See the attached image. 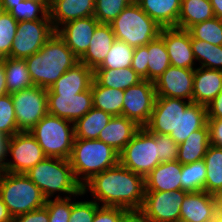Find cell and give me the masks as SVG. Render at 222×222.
<instances>
[{
	"label": "cell",
	"mask_w": 222,
	"mask_h": 222,
	"mask_svg": "<svg viewBox=\"0 0 222 222\" xmlns=\"http://www.w3.org/2000/svg\"><path fill=\"white\" fill-rule=\"evenodd\" d=\"M88 191L100 206L141 209L146 192L145 177L118 163L87 181L82 192L85 195Z\"/></svg>",
	"instance_id": "cell-1"
},
{
	"label": "cell",
	"mask_w": 222,
	"mask_h": 222,
	"mask_svg": "<svg viewBox=\"0 0 222 222\" xmlns=\"http://www.w3.org/2000/svg\"><path fill=\"white\" fill-rule=\"evenodd\" d=\"M33 84L49 89L79 58L55 32L42 48L24 59Z\"/></svg>",
	"instance_id": "cell-2"
},
{
	"label": "cell",
	"mask_w": 222,
	"mask_h": 222,
	"mask_svg": "<svg viewBox=\"0 0 222 222\" xmlns=\"http://www.w3.org/2000/svg\"><path fill=\"white\" fill-rule=\"evenodd\" d=\"M28 178L42 191L45 198H64L83 196L82 186L74 177L70 161L57 157H46L27 173ZM58 195H55L57 194Z\"/></svg>",
	"instance_id": "cell-3"
},
{
	"label": "cell",
	"mask_w": 222,
	"mask_h": 222,
	"mask_svg": "<svg viewBox=\"0 0 222 222\" xmlns=\"http://www.w3.org/2000/svg\"><path fill=\"white\" fill-rule=\"evenodd\" d=\"M77 182L83 186L93 176L119 163V153L98 139L75 138L69 158Z\"/></svg>",
	"instance_id": "cell-4"
},
{
	"label": "cell",
	"mask_w": 222,
	"mask_h": 222,
	"mask_svg": "<svg viewBox=\"0 0 222 222\" xmlns=\"http://www.w3.org/2000/svg\"><path fill=\"white\" fill-rule=\"evenodd\" d=\"M0 197L13 219L44 207L47 201L26 174L5 171L0 172Z\"/></svg>",
	"instance_id": "cell-5"
},
{
	"label": "cell",
	"mask_w": 222,
	"mask_h": 222,
	"mask_svg": "<svg viewBox=\"0 0 222 222\" xmlns=\"http://www.w3.org/2000/svg\"><path fill=\"white\" fill-rule=\"evenodd\" d=\"M29 132L47 157L69 160L75 140L74 123L47 113Z\"/></svg>",
	"instance_id": "cell-6"
},
{
	"label": "cell",
	"mask_w": 222,
	"mask_h": 222,
	"mask_svg": "<svg viewBox=\"0 0 222 222\" xmlns=\"http://www.w3.org/2000/svg\"><path fill=\"white\" fill-rule=\"evenodd\" d=\"M110 25L115 39L134 48L145 46L156 39L162 29L139 4H129Z\"/></svg>",
	"instance_id": "cell-7"
},
{
	"label": "cell",
	"mask_w": 222,
	"mask_h": 222,
	"mask_svg": "<svg viewBox=\"0 0 222 222\" xmlns=\"http://www.w3.org/2000/svg\"><path fill=\"white\" fill-rule=\"evenodd\" d=\"M157 154L158 142L155 140V133H150L145 127H141L119 153V163L134 173L146 177L160 164Z\"/></svg>",
	"instance_id": "cell-8"
},
{
	"label": "cell",
	"mask_w": 222,
	"mask_h": 222,
	"mask_svg": "<svg viewBox=\"0 0 222 222\" xmlns=\"http://www.w3.org/2000/svg\"><path fill=\"white\" fill-rule=\"evenodd\" d=\"M17 127L31 130L48 113L47 89L33 86L11 94Z\"/></svg>",
	"instance_id": "cell-9"
},
{
	"label": "cell",
	"mask_w": 222,
	"mask_h": 222,
	"mask_svg": "<svg viewBox=\"0 0 222 222\" xmlns=\"http://www.w3.org/2000/svg\"><path fill=\"white\" fill-rule=\"evenodd\" d=\"M7 154L12 155V161L5 162L3 171L17 174L27 173L47 157L29 131L18 132L9 138Z\"/></svg>",
	"instance_id": "cell-10"
},
{
	"label": "cell",
	"mask_w": 222,
	"mask_h": 222,
	"mask_svg": "<svg viewBox=\"0 0 222 222\" xmlns=\"http://www.w3.org/2000/svg\"><path fill=\"white\" fill-rule=\"evenodd\" d=\"M54 33L50 19L18 22L10 58L25 59L35 54Z\"/></svg>",
	"instance_id": "cell-11"
},
{
	"label": "cell",
	"mask_w": 222,
	"mask_h": 222,
	"mask_svg": "<svg viewBox=\"0 0 222 222\" xmlns=\"http://www.w3.org/2000/svg\"><path fill=\"white\" fill-rule=\"evenodd\" d=\"M170 65L164 39L160 35L145 46L135 47L131 68L143 80L156 81Z\"/></svg>",
	"instance_id": "cell-12"
},
{
	"label": "cell",
	"mask_w": 222,
	"mask_h": 222,
	"mask_svg": "<svg viewBox=\"0 0 222 222\" xmlns=\"http://www.w3.org/2000/svg\"><path fill=\"white\" fill-rule=\"evenodd\" d=\"M154 82L142 80L124 90L122 116L144 127L150 120L156 100Z\"/></svg>",
	"instance_id": "cell-13"
},
{
	"label": "cell",
	"mask_w": 222,
	"mask_h": 222,
	"mask_svg": "<svg viewBox=\"0 0 222 222\" xmlns=\"http://www.w3.org/2000/svg\"><path fill=\"white\" fill-rule=\"evenodd\" d=\"M181 98L156 97L149 122L144 126L150 133L166 134L178 144V122L181 111L191 101Z\"/></svg>",
	"instance_id": "cell-14"
},
{
	"label": "cell",
	"mask_w": 222,
	"mask_h": 222,
	"mask_svg": "<svg viewBox=\"0 0 222 222\" xmlns=\"http://www.w3.org/2000/svg\"><path fill=\"white\" fill-rule=\"evenodd\" d=\"M185 190L146 191L142 210L153 222H179Z\"/></svg>",
	"instance_id": "cell-15"
},
{
	"label": "cell",
	"mask_w": 222,
	"mask_h": 222,
	"mask_svg": "<svg viewBox=\"0 0 222 222\" xmlns=\"http://www.w3.org/2000/svg\"><path fill=\"white\" fill-rule=\"evenodd\" d=\"M195 69L170 65L163 74L154 81L157 97L193 99Z\"/></svg>",
	"instance_id": "cell-16"
},
{
	"label": "cell",
	"mask_w": 222,
	"mask_h": 222,
	"mask_svg": "<svg viewBox=\"0 0 222 222\" xmlns=\"http://www.w3.org/2000/svg\"><path fill=\"white\" fill-rule=\"evenodd\" d=\"M48 113L75 123L92 107L91 87L79 94L47 95Z\"/></svg>",
	"instance_id": "cell-17"
},
{
	"label": "cell",
	"mask_w": 222,
	"mask_h": 222,
	"mask_svg": "<svg viewBox=\"0 0 222 222\" xmlns=\"http://www.w3.org/2000/svg\"><path fill=\"white\" fill-rule=\"evenodd\" d=\"M160 36L168 52L172 66L181 68H194L196 60L191 47V35L188 30L177 27L162 28Z\"/></svg>",
	"instance_id": "cell-18"
},
{
	"label": "cell",
	"mask_w": 222,
	"mask_h": 222,
	"mask_svg": "<svg viewBox=\"0 0 222 222\" xmlns=\"http://www.w3.org/2000/svg\"><path fill=\"white\" fill-rule=\"evenodd\" d=\"M98 24L99 21L94 16H90L66 22L55 32L80 59L88 50L94 30Z\"/></svg>",
	"instance_id": "cell-19"
},
{
	"label": "cell",
	"mask_w": 222,
	"mask_h": 222,
	"mask_svg": "<svg viewBox=\"0 0 222 222\" xmlns=\"http://www.w3.org/2000/svg\"><path fill=\"white\" fill-rule=\"evenodd\" d=\"M215 216V195L206 191L188 192L180 208L179 222H210Z\"/></svg>",
	"instance_id": "cell-20"
},
{
	"label": "cell",
	"mask_w": 222,
	"mask_h": 222,
	"mask_svg": "<svg viewBox=\"0 0 222 222\" xmlns=\"http://www.w3.org/2000/svg\"><path fill=\"white\" fill-rule=\"evenodd\" d=\"M49 17L56 31L66 22L94 16L95 0H48Z\"/></svg>",
	"instance_id": "cell-21"
},
{
	"label": "cell",
	"mask_w": 222,
	"mask_h": 222,
	"mask_svg": "<svg viewBox=\"0 0 222 222\" xmlns=\"http://www.w3.org/2000/svg\"><path fill=\"white\" fill-rule=\"evenodd\" d=\"M93 79V70L79 61L47 89V95L82 93L91 87Z\"/></svg>",
	"instance_id": "cell-22"
},
{
	"label": "cell",
	"mask_w": 222,
	"mask_h": 222,
	"mask_svg": "<svg viewBox=\"0 0 222 222\" xmlns=\"http://www.w3.org/2000/svg\"><path fill=\"white\" fill-rule=\"evenodd\" d=\"M140 128L135 121L125 116H112L108 124L100 131L98 140L120 153Z\"/></svg>",
	"instance_id": "cell-23"
},
{
	"label": "cell",
	"mask_w": 222,
	"mask_h": 222,
	"mask_svg": "<svg viewBox=\"0 0 222 222\" xmlns=\"http://www.w3.org/2000/svg\"><path fill=\"white\" fill-rule=\"evenodd\" d=\"M222 91V71L199 66L195 69L193 103L207 106Z\"/></svg>",
	"instance_id": "cell-24"
},
{
	"label": "cell",
	"mask_w": 222,
	"mask_h": 222,
	"mask_svg": "<svg viewBox=\"0 0 222 222\" xmlns=\"http://www.w3.org/2000/svg\"><path fill=\"white\" fill-rule=\"evenodd\" d=\"M181 163L178 160L157 165L146 177V191L181 190Z\"/></svg>",
	"instance_id": "cell-25"
},
{
	"label": "cell",
	"mask_w": 222,
	"mask_h": 222,
	"mask_svg": "<svg viewBox=\"0 0 222 222\" xmlns=\"http://www.w3.org/2000/svg\"><path fill=\"white\" fill-rule=\"evenodd\" d=\"M114 41L115 35L111 25L99 23L94 30L88 50L79 61L94 71L102 64Z\"/></svg>",
	"instance_id": "cell-26"
},
{
	"label": "cell",
	"mask_w": 222,
	"mask_h": 222,
	"mask_svg": "<svg viewBox=\"0 0 222 222\" xmlns=\"http://www.w3.org/2000/svg\"><path fill=\"white\" fill-rule=\"evenodd\" d=\"M182 0H142L141 9L161 28L177 27Z\"/></svg>",
	"instance_id": "cell-27"
},
{
	"label": "cell",
	"mask_w": 222,
	"mask_h": 222,
	"mask_svg": "<svg viewBox=\"0 0 222 222\" xmlns=\"http://www.w3.org/2000/svg\"><path fill=\"white\" fill-rule=\"evenodd\" d=\"M210 145V130L208 124L192 132L185 141L178 144V161L189 164L204 159Z\"/></svg>",
	"instance_id": "cell-28"
},
{
	"label": "cell",
	"mask_w": 222,
	"mask_h": 222,
	"mask_svg": "<svg viewBox=\"0 0 222 222\" xmlns=\"http://www.w3.org/2000/svg\"><path fill=\"white\" fill-rule=\"evenodd\" d=\"M214 17L210 0H182L177 28L188 30L193 25Z\"/></svg>",
	"instance_id": "cell-29"
},
{
	"label": "cell",
	"mask_w": 222,
	"mask_h": 222,
	"mask_svg": "<svg viewBox=\"0 0 222 222\" xmlns=\"http://www.w3.org/2000/svg\"><path fill=\"white\" fill-rule=\"evenodd\" d=\"M93 78L100 86L119 90H126L143 80L131 67L95 69L93 71Z\"/></svg>",
	"instance_id": "cell-30"
},
{
	"label": "cell",
	"mask_w": 222,
	"mask_h": 222,
	"mask_svg": "<svg viewBox=\"0 0 222 222\" xmlns=\"http://www.w3.org/2000/svg\"><path fill=\"white\" fill-rule=\"evenodd\" d=\"M0 62L5 70L8 94L35 86L24 59L5 57L0 59Z\"/></svg>",
	"instance_id": "cell-31"
},
{
	"label": "cell",
	"mask_w": 222,
	"mask_h": 222,
	"mask_svg": "<svg viewBox=\"0 0 222 222\" xmlns=\"http://www.w3.org/2000/svg\"><path fill=\"white\" fill-rule=\"evenodd\" d=\"M93 107L112 116H122L124 90L100 86L94 79L91 84Z\"/></svg>",
	"instance_id": "cell-32"
},
{
	"label": "cell",
	"mask_w": 222,
	"mask_h": 222,
	"mask_svg": "<svg viewBox=\"0 0 222 222\" xmlns=\"http://www.w3.org/2000/svg\"><path fill=\"white\" fill-rule=\"evenodd\" d=\"M208 124L207 109L205 105L191 102L181 111L178 122V144L182 143L194 131Z\"/></svg>",
	"instance_id": "cell-33"
},
{
	"label": "cell",
	"mask_w": 222,
	"mask_h": 222,
	"mask_svg": "<svg viewBox=\"0 0 222 222\" xmlns=\"http://www.w3.org/2000/svg\"><path fill=\"white\" fill-rule=\"evenodd\" d=\"M112 118L110 113L92 107L74 123L75 138L98 139L100 131Z\"/></svg>",
	"instance_id": "cell-34"
},
{
	"label": "cell",
	"mask_w": 222,
	"mask_h": 222,
	"mask_svg": "<svg viewBox=\"0 0 222 222\" xmlns=\"http://www.w3.org/2000/svg\"><path fill=\"white\" fill-rule=\"evenodd\" d=\"M203 160L207 169L204 191L222 194V148L210 144Z\"/></svg>",
	"instance_id": "cell-35"
},
{
	"label": "cell",
	"mask_w": 222,
	"mask_h": 222,
	"mask_svg": "<svg viewBox=\"0 0 222 222\" xmlns=\"http://www.w3.org/2000/svg\"><path fill=\"white\" fill-rule=\"evenodd\" d=\"M191 47L201 67L222 71V45H214L206 41L191 39Z\"/></svg>",
	"instance_id": "cell-36"
},
{
	"label": "cell",
	"mask_w": 222,
	"mask_h": 222,
	"mask_svg": "<svg viewBox=\"0 0 222 222\" xmlns=\"http://www.w3.org/2000/svg\"><path fill=\"white\" fill-rule=\"evenodd\" d=\"M8 13L18 22L50 19L48 0H23Z\"/></svg>",
	"instance_id": "cell-37"
},
{
	"label": "cell",
	"mask_w": 222,
	"mask_h": 222,
	"mask_svg": "<svg viewBox=\"0 0 222 222\" xmlns=\"http://www.w3.org/2000/svg\"><path fill=\"white\" fill-rule=\"evenodd\" d=\"M134 50V47L124 41L115 39L104 61L96 69H121L131 67Z\"/></svg>",
	"instance_id": "cell-38"
},
{
	"label": "cell",
	"mask_w": 222,
	"mask_h": 222,
	"mask_svg": "<svg viewBox=\"0 0 222 222\" xmlns=\"http://www.w3.org/2000/svg\"><path fill=\"white\" fill-rule=\"evenodd\" d=\"M206 171L204 160L181 164L182 190L187 192L204 191Z\"/></svg>",
	"instance_id": "cell-39"
},
{
	"label": "cell",
	"mask_w": 222,
	"mask_h": 222,
	"mask_svg": "<svg viewBox=\"0 0 222 222\" xmlns=\"http://www.w3.org/2000/svg\"><path fill=\"white\" fill-rule=\"evenodd\" d=\"M191 39L206 41L214 45H222V19H212L197 23L188 29Z\"/></svg>",
	"instance_id": "cell-40"
},
{
	"label": "cell",
	"mask_w": 222,
	"mask_h": 222,
	"mask_svg": "<svg viewBox=\"0 0 222 222\" xmlns=\"http://www.w3.org/2000/svg\"><path fill=\"white\" fill-rule=\"evenodd\" d=\"M21 132L17 127L11 94L0 96V134L11 137Z\"/></svg>",
	"instance_id": "cell-41"
},
{
	"label": "cell",
	"mask_w": 222,
	"mask_h": 222,
	"mask_svg": "<svg viewBox=\"0 0 222 222\" xmlns=\"http://www.w3.org/2000/svg\"><path fill=\"white\" fill-rule=\"evenodd\" d=\"M129 4L127 0H95L94 17L101 24H111Z\"/></svg>",
	"instance_id": "cell-42"
},
{
	"label": "cell",
	"mask_w": 222,
	"mask_h": 222,
	"mask_svg": "<svg viewBox=\"0 0 222 222\" xmlns=\"http://www.w3.org/2000/svg\"><path fill=\"white\" fill-rule=\"evenodd\" d=\"M18 21L8 12L0 16V59L10 57L12 43L17 32Z\"/></svg>",
	"instance_id": "cell-43"
},
{
	"label": "cell",
	"mask_w": 222,
	"mask_h": 222,
	"mask_svg": "<svg viewBox=\"0 0 222 222\" xmlns=\"http://www.w3.org/2000/svg\"><path fill=\"white\" fill-rule=\"evenodd\" d=\"M71 200L72 197L48 199L44 207L48 210L49 222H69Z\"/></svg>",
	"instance_id": "cell-44"
},
{
	"label": "cell",
	"mask_w": 222,
	"mask_h": 222,
	"mask_svg": "<svg viewBox=\"0 0 222 222\" xmlns=\"http://www.w3.org/2000/svg\"><path fill=\"white\" fill-rule=\"evenodd\" d=\"M100 207L93 199L87 201H71L69 222H93L96 210Z\"/></svg>",
	"instance_id": "cell-45"
},
{
	"label": "cell",
	"mask_w": 222,
	"mask_h": 222,
	"mask_svg": "<svg viewBox=\"0 0 222 222\" xmlns=\"http://www.w3.org/2000/svg\"><path fill=\"white\" fill-rule=\"evenodd\" d=\"M158 142V158L160 163L173 162L178 159V144L166 134L155 133Z\"/></svg>",
	"instance_id": "cell-46"
},
{
	"label": "cell",
	"mask_w": 222,
	"mask_h": 222,
	"mask_svg": "<svg viewBox=\"0 0 222 222\" xmlns=\"http://www.w3.org/2000/svg\"><path fill=\"white\" fill-rule=\"evenodd\" d=\"M124 210L121 207L100 206L96 210L93 222H120Z\"/></svg>",
	"instance_id": "cell-47"
},
{
	"label": "cell",
	"mask_w": 222,
	"mask_h": 222,
	"mask_svg": "<svg viewBox=\"0 0 222 222\" xmlns=\"http://www.w3.org/2000/svg\"><path fill=\"white\" fill-rule=\"evenodd\" d=\"M14 222H49V213L45 207L19 215Z\"/></svg>",
	"instance_id": "cell-48"
},
{
	"label": "cell",
	"mask_w": 222,
	"mask_h": 222,
	"mask_svg": "<svg viewBox=\"0 0 222 222\" xmlns=\"http://www.w3.org/2000/svg\"><path fill=\"white\" fill-rule=\"evenodd\" d=\"M210 144L222 148V119L208 118Z\"/></svg>",
	"instance_id": "cell-49"
},
{
	"label": "cell",
	"mask_w": 222,
	"mask_h": 222,
	"mask_svg": "<svg viewBox=\"0 0 222 222\" xmlns=\"http://www.w3.org/2000/svg\"><path fill=\"white\" fill-rule=\"evenodd\" d=\"M120 222H153L142 209H125Z\"/></svg>",
	"instance_id": "cell-50"
},
{
	"label": "cell",
	"mask_w": 222,
	"mask_h": 222,
	"mask_svg": "<svg viewBox=\"0 0 222 222\" xmlns=\"http://www.w3.org/2000/svg\"><path fill=\"white\" fill-rule=\"evenodd\" d=\"M207 117L222 119V91L206 106Z\"/></svg>",
	"instance_id": "cell-51"
},
{
	"label": "cell",
	"mask_w": 222,
	"mask_h": 222,
	"mask_svg": "<svg viewBox=\"0 0 222 222\" xmlns=\"http://www.w3.org/2000/svg\"><path fill=\"white\" fill-rule=\"evenodd\" d=\"M8 141H9V137L3 134H0V172L3 171L5 162L8 157V154H7Z\"/></svg>",
	"instance_id": "cell-52"
},
{
	"label": "cell",
	"mask_w": 222,
	"mask_h": 222,
	"mask_svg": "<svg viewBox=\"0 0 222 222\" xmlns=\"http://www.w3.org/2000/svg\"><path fill=\"white\" fill-rule=\"evenodd\" d=\"M0 222H14L13 217L9 213L1 197H0Z\"/></svg>",
	"instance_id": "cell-53"
},
{
	"label": "cell",
	"mask_w": 222,
	"mask_h": 222,
	"mask_svg": "<svg viewBox=\"0 0 222 222\" xmlns=\"http://www.w3.org/2000/svg\"><path fill=\"white\" fill-rule=\"evenodd\" d=\"M7 93L5 70L3 64L0 62V96Z\"/></svg>",
	"instance_id": "cell-54"
},
{
	"label": "cell",
	"mask_w": 222,
	"mask_h": 222,
	"mask_svg": "<svg viewBox=\"0 0 222 222\" xmlns=\"http://www.w3.org/2000/svg\"><path fill=\"white\" fill-rule=\"evenodd\" d=\"M215 17L222 19V0H210Z\"/></svg>",
	"instance_id": "cell-55"
},
{
	"label": "cell",
	"mask_w": 222,
	"mask_h": 222,
	"mask_svg": "<svg viewBox=\"0 0 222 222\" xmlns=\"http://www.w3.org/2000/svg\"><path fill=\"white\" fill-rule=\"evenodd\" d=\"M216 216L222 219V194L215 195Z\"/></svg>",
	"instance_id": "cell-56"
},
{
	"label": "cell",
	"mask_w": 222,
	"mask_h": 222,
	"mask_svg": "<svg viewBox=\"0 0 222 222\" xmlns=\"http://www.w3.org/2000/svg\"><path fill=\"white\" fill-rule=\"evenodd\" d=\"M23 0H2L5 12H9L13 7L17 6Z\"/></svg>",
	"instance_id": "cell-57"
},
{
	"label": "cell",
	"mask_w": 222,
	"mask_h": 222,
	"mask_svg": "<svg viewBox=\"0 0 222 222\" xmlns=\"http://www.w3.org/2000/svg\"><path fill=\"white\" fill-rule=\"evenodd\" d=\"M4 13H5V9H4L2 0H0V16H1L2 14H4Z\"/></svg>",
	"instance_id": "cell-58"
},
{
	"label": "cell",
	"mask_w": 222,
	"mask_h": 222,
	"mask_svg": "<svg viewBox=\"0 0 222 222\" xmlns=\"http://www.w3.org/2000/svg\"><path fill=\"white\" fill-rule=\"evenodd\" d=\"M130 4H140L142 0H127Z\"/></svg>",
	"instance_id": "cell-59"
},
{
	"label": "cell",
	"mask_w": 222,
	"mask_h": 222,
	"mask_svg": "<svg viewBox=\"0 0 222 222\" xmlns=\"http://www.w3.org/2000/svg\"><path fill=\"white\" fill-rule=\"evenodd\" d=\"M210 222H222V219L219 217L215 216Z\"/></svg>",
	"instance_id": "cell-60"
}]
</instances>
